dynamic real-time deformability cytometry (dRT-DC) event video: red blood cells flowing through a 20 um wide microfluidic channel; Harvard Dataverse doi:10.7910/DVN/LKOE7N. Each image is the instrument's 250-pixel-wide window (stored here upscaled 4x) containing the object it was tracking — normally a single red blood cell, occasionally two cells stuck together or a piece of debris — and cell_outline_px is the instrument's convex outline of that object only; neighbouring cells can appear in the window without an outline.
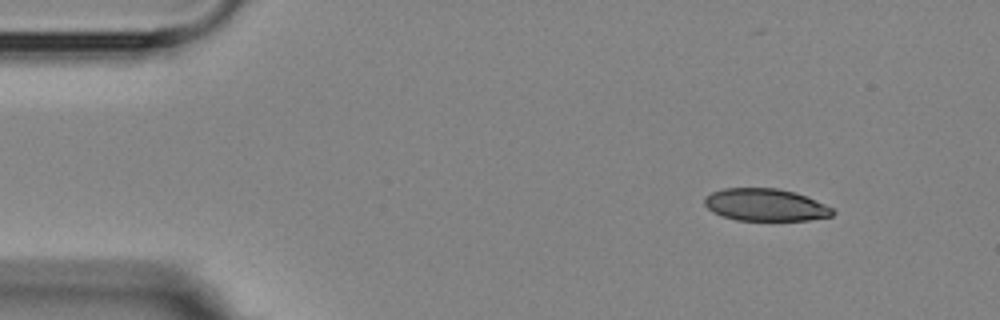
{"species": "Egyptian fruit bat (a non-hibernating species)", "species_latin": "Rousettus aegyptiacus", "temperature_condition": "room temperature", "stored_images_in_passage": 9, "camera_frame_rate_fps": 3000, "um_per_image_px": 0.085, "animal": {"sex": "female"}, "frame": {"image": 1, "passage_image": 1, "time_ms": 0.0, "image_size_px": [1000, 320], "cell_outline_px": [[836, 212], [832, 216], [808, 220], [736, 220], [712, 212], [704, 204], [704, 196], [712, 192], [724, 188], [776, 188], [796, 192], [824, 204], [832, 208]], "centroid_in_image_um": [65.05, 17.41], "position_along_channel_um": 20.0, "area_um2": 24.1}}
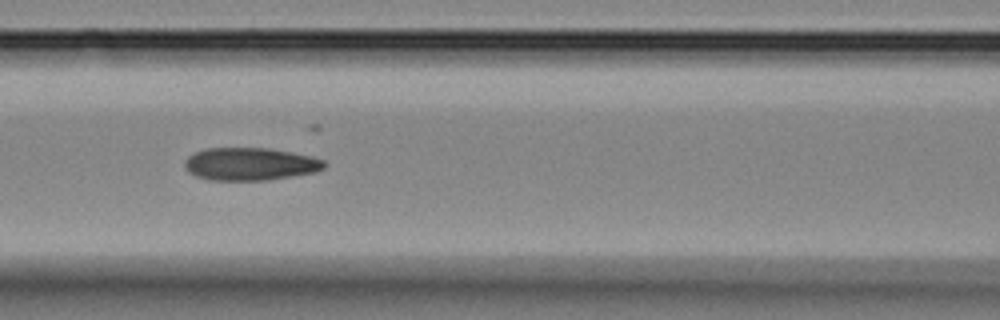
{"frame": {"image": 2, "passage_image": 6, "time_ms": 5.667, "image_size_px": [1000, 320], "cell_outline_px": [[328, 164], [324, 168], [316, 172], [268, 180], [208, 180], [196, 176], [188, 172], [184, 168], [184, 160], [188, 156], [204, 148], [268, 148], [292, 152], [312, 156], [324, 160]], "centroid_in_image_um": [21.26, 13.94], "position_along_channel_um": 145.3, "area_um2": 26.88}}
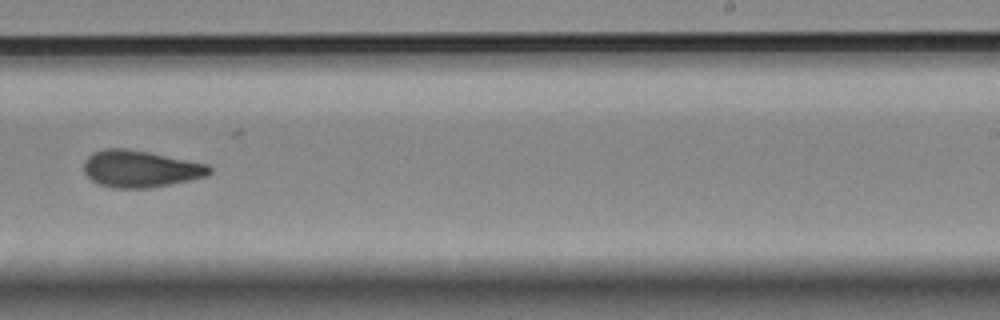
{"frame": {"image": 3, "passage_image": 9, "time_ms": 9.333, "image_size_px": [1000, 320], "cell_outline_px": [[212, 172], [208, 176], [148, 188], [116, 188], [100, 184], [92, 180], [84, 172], [84, 160], [92, 152], [104, 148], [128, 148], [208, 164], [212, 168]], "centroid_in_image_um": [11.92, 14.33], "position_along_channel_um": 277.1, "area_um2": 26.93}}